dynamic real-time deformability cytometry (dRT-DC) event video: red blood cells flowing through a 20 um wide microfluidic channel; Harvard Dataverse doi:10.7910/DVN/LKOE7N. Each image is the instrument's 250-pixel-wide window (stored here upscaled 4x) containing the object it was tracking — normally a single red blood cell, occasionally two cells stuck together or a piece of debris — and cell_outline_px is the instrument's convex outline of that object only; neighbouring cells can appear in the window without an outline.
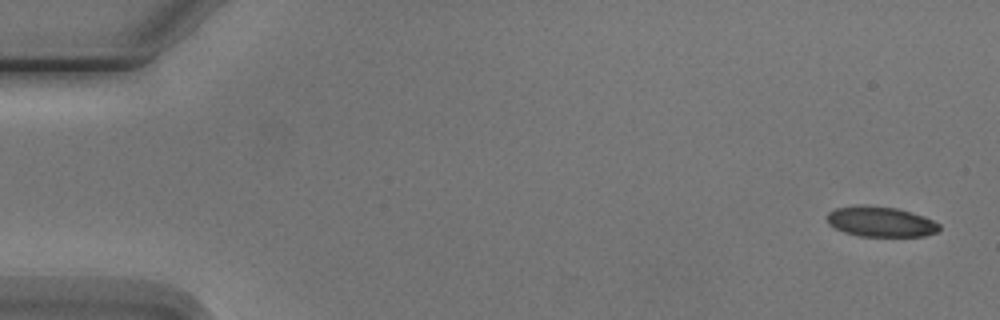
{"species": "Egyptian fruit bat (a non-hibernating species)", "species_latin": "Rousettus aegyptiacus", "temperature_condition": "cold", "stored_images_in_passage": 6, "camera_frame_rate_fps": 3000, "um_per_image_px": 0.085, "animal": {"sex": "male"}, "frame": {"image": 1, "passage_image": 1, "time_ms": 0.0, "image_size_px": [1000, 320], "cell_outline_px": [[940, 228], [936, 232], [924, 236], [860, 236], [844, 232], [828, 224], [828, 212], [836, 208], [856, 204], [896, 208], [924, 216], [940, 224]], "centroid_in_image_um": [74.84, 18.84], "position_along_channel_um": 10.2, "area_um2": 19.71}}
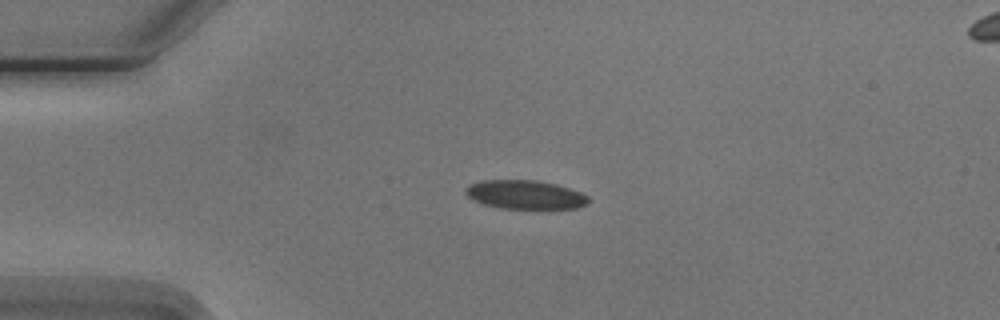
{"frame": {"image": 2, "passage_image": 4, "time_ms": 3.667, "image_size_px": [1000, 320], "cell_outline_px": [[588, 204], [576, 208], [500, 208], [484, 204], [472, 200], [464, 192], [472, 184], [480, 180], [536, 180], [556, 184], [580, 192], [588, 196]], "centroid_in_image_um": [44.64, 16.54], "position_along_channel_um": 40.4, "area_um2": 20.4}}
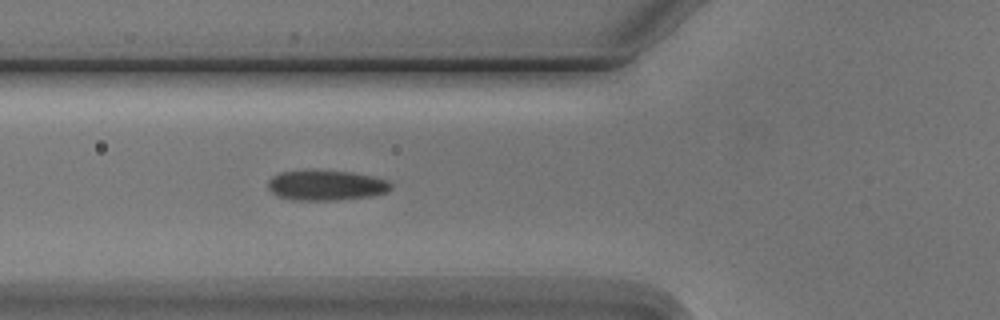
{"frame": {"image": 3, "passage_image": 6, "time_ms": 6.0, "image_size_px": [1000, 320], "cell_outline_px": [[392, 188], [388, 192], [372, 196], [336, 200], [292, 200], [276, 196], [268, 188], [268, 180], [272, 176], [280, 172], [352, 172], [372, 176], [384, 180], [392, 184]], "centroid_in_image_um": [27.72, 15.78], "position_along_channel_um": 98.1, "area_um2": 21.21}}